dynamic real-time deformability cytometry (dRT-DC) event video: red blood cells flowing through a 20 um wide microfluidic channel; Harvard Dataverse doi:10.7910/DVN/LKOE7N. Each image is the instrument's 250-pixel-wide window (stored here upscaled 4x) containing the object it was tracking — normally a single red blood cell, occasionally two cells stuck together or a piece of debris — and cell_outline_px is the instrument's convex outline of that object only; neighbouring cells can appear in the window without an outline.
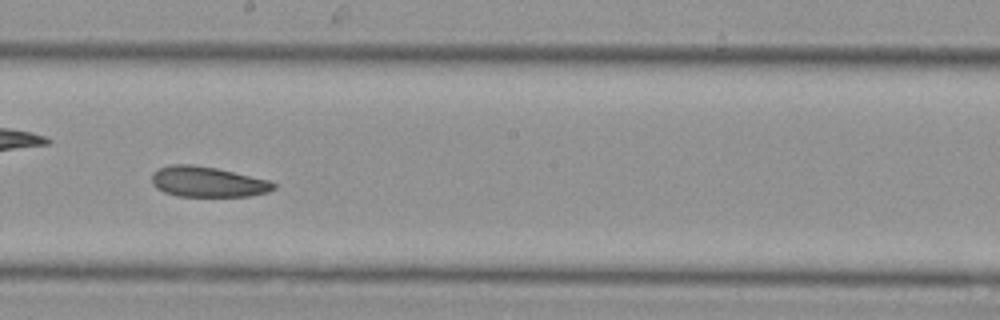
{"species": "Egyptian fruit bat (a non-hibernating species)", "species_latin": "Rousettus aegyptiacus", "temperature_condition": "cold", "stored_images_in_passage": 31, "camera_frame_rate_fps": 3000, "um_per_image_px": 0.085, "animal": {"sex": "female"}, "frame": {"image": 1, "passage_image": 18, "time_ms": 5.667, "image_size_px": [1000, 320], "cell_outline_px": [[276, 188], [268, 192], [248, 196], [176, 196], [164, 192], [156, 188], [152, 184], [152, 172], [160, 168], [172, 164], [192, 164], [216, 168], [268, 180], [276, 184]], "centroid_in_image_um": [17.62, 15.46], "position_along_channel_um": 230.6, "area_um2": 21.56}}